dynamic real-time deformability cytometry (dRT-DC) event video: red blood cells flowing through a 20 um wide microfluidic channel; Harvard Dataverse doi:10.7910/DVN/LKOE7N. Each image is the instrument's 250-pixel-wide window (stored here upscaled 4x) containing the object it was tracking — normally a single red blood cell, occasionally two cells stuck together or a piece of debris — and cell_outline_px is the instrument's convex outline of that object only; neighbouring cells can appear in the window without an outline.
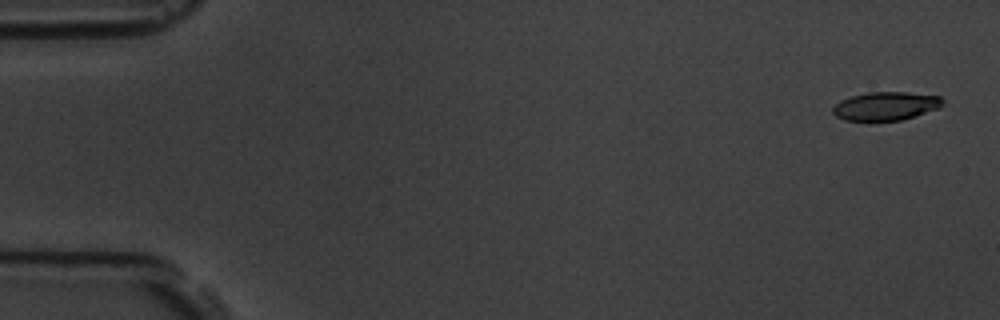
{"species": "common noctule bat (a hibernating species)", "species_latin": "Nyctalus noctula", "temperature_condition": "room temperature", "stored_images_in_passage": 6, "camera_frame_rate_fps": 3000, "um_per_image_px": 0.085, "animal": {"sex": "male", "body_mass_g": 19.5, "forearm_length_mm": 54.6}, "frame": {"image": 1, "passage_image": 1, "time_ms": 0.0, "image_size_px": [1000, 320], "cell_outline_px": [[944, 104], [940, 108], [900, 120], [844, 120], [836, 116], [832, 112], [832, 108], [840, 100], [852, 96], [868, 92], [908, 92], [940, 96], [944, 100]], "centroid_in_image_um": [75.31, 9.0], "position_along_channel_um": 9.7, "area_um2": 18.15}}
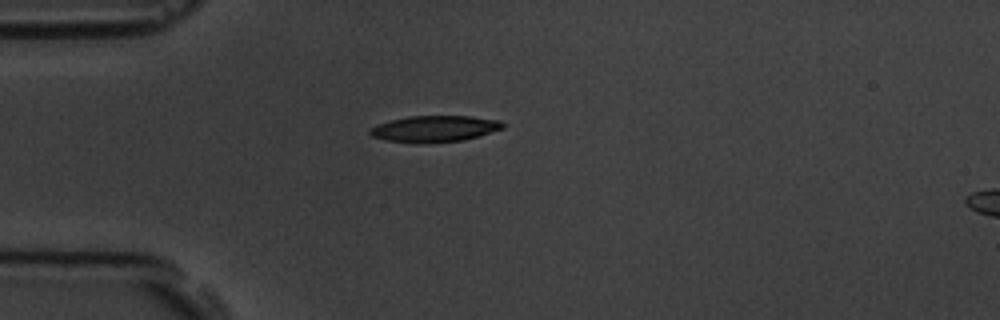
{"frame": {"image": 2, "passage_image": 5, "time_ms": 4.333, "image_size_px": [1000, 320], "cell_outline_px": [[504, 128], [464, 140], [388, 140], [372, 136], [368, 132], [376, 124], [408, 116], [472, 116], [500, 120], [504, 124]], "centroid_in_image_um": [37.0, 10.88], "position_along_channel_um": 48.0, "area_um2": 19.25}}